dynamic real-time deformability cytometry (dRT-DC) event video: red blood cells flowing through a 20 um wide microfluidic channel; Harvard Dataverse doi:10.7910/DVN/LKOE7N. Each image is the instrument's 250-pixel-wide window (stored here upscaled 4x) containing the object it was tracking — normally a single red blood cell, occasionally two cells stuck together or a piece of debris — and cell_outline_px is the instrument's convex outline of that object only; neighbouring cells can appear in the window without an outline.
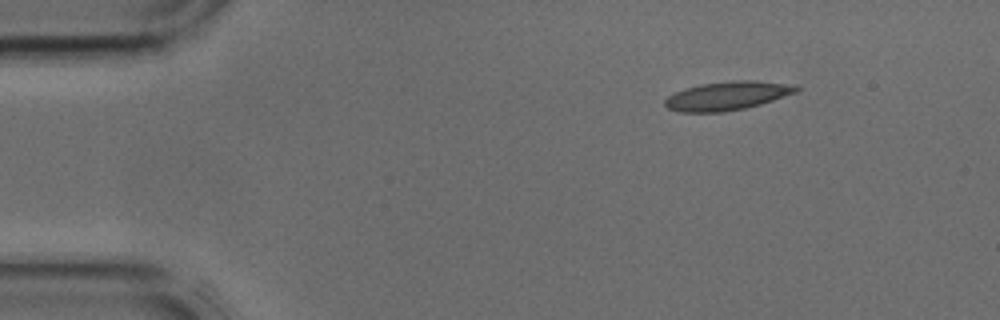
{"species": "common noctule bat (a hibernating species)", "species_latin": "Nyctalus noctula", "temperature_condition": "cold", "stored_images_in_passage": 37, "camera_frame_rate_fps": 3000, "um_per_image_px": 0.085, "animal": {"sex": "male", "body_mass_g": 17.9, "forearm_length_mm": 54.2}, "frame": {"image": 1, "passage_image": 1, "time_ms": 0.0, "image_size_px": [1000, 320], "cell_outline_px": [[800, 88], [796, 92], [760, 104], [744, 108], [720, 112], [680, 112], [668, 108], [664, 104], [664, 100], [668, 96], [684, 88], [700, 84], [732, 80], [756, 80], [796, 84]], "centroid_in_image_um": [61.82, 8.12], "position_along_channel_um": 23.2, "area_um2": 21.96}}
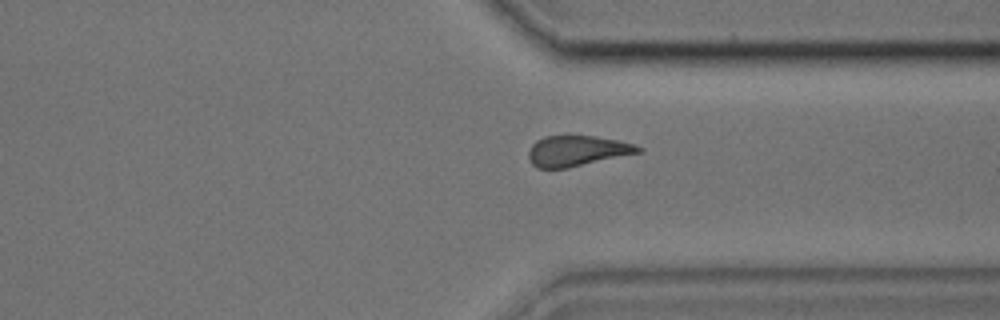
{"frame": {"image": 2, "passage_image": 27, "time_ms": 8.667, "image_size_px": [1000, 320], "cell_outline_px": [[644, 152], [568, 168], [536, 168], [528, 160], [528, 152], [532, 144], [536, 140], [544, 136], [596, 136], [620, 140], [644, 148]], "centroid_in_image_um": [49.07, 12.83], "position_along_channel_um": 362.3, "area_um2": 19.83}}
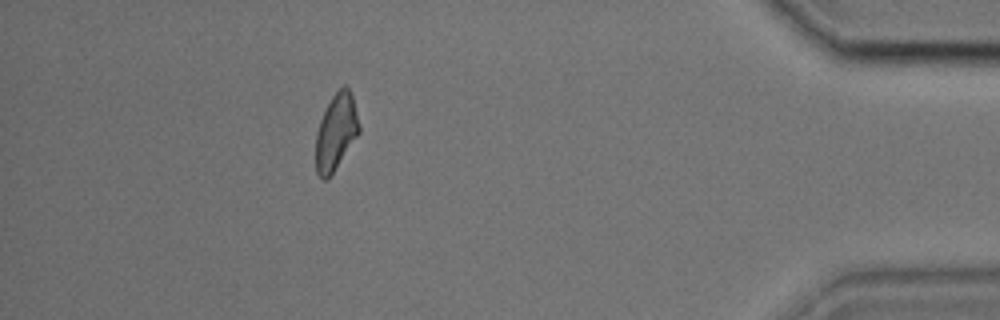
{"frame": {"image": 3, "passage_image": 33, "time_ms": 10.667, "image_size_px": [1000, 320], "cell_outline_px": [[360, 132], [328, 180], [324, 180], [316, 172], [316, 132], [320, 120], [332, 96], [344, 84], [348, 88], [352, 96], [360, 124]], "centroid_in_image_um": [28.56, 11.24], "position_along_channel_um": 406.6, "area_um2": 19.13}}